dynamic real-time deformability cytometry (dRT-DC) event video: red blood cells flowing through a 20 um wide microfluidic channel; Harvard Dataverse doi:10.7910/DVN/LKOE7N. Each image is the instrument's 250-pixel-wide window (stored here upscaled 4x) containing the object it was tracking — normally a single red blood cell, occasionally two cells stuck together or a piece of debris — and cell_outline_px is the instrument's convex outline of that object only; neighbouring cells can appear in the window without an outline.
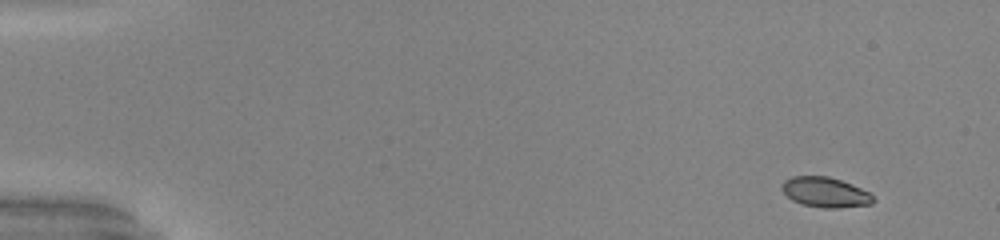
{"species": "common noctule bat (a hibernating species)", "species_latin": "Nyctalus noctula", "temperature_condition": "warm", "stored_images_in_passage": 52, "camera_frame_rate_fps": 3000, "um_per_image_px": 0.085, "animal": {"sex": "male", "body_mass_g": 20.0, "forearm_length_mm": 53.3}, "frame": {"image": 1, "passage_image": 4, "time_ms": 1.0, "image_size_px": [1000, 240], "cell_outline_px": [[876, 200], [872, 204], [840, 208], [824, 208], [804, 204], [792, 200], [780, 188], [780, 184], [784, 180], [792, 176], [828, 176], [852, 184], [868, 192]], "centroid_in_image_um": [70.14, 16.34], "position_along_channel_um": 14.9, "area_um2": 16.01}}
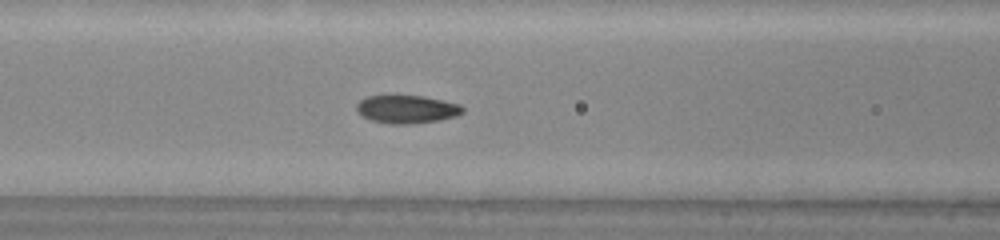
{"frame": {"image": 2, "passage_image": 23, "time_ms": 7.333, "image_size_px": [1000, 240], "cell_outline_px": [[464, 112], [456, 116], [440, 120], [404, 124], [388, 124], [372, 120], [356, 112], [356, 104], [360, 100], [368, 96], [424, 96], [444, 100], [460, 104], [464, 108]], "centroid_in_image_um": [34.59, 9.28], "position_along_channel_um": 132.0, "area_um2": 17.34}}
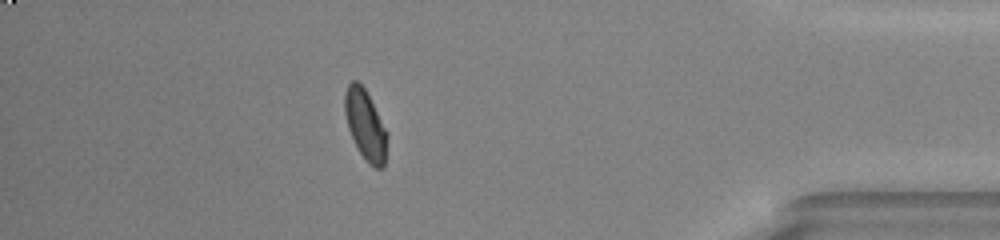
{"frame": {"image": 3, "passage_image": 46, "time_ms": 15.0, "image_size_px": [1000, 240], "cell_outline_px": [[388, 136], [384, 168], [376, 168], [368, 164], [360, 152], [348, 128], [344, 112], [344, 92], [348, 84], [352, 80], [356, 80], [364, 88], [388, 132]], "centroid_in_image_um": [31.06, 10.63], "position_along_channel_um": 404.1, "area_um2": 17.28}, "authors_computed_cell_mechanics": {"area_um2": 16.9065, "velocity_mm_per_s": 4.0511, "shape_relaxation_time_tau1_ms": 5.3546, "shape_relaxation_time_tau2_ms": 1.0032, "deformation_change_tau1": 0.1643, "deformation_change_tau2": 0.0427}}